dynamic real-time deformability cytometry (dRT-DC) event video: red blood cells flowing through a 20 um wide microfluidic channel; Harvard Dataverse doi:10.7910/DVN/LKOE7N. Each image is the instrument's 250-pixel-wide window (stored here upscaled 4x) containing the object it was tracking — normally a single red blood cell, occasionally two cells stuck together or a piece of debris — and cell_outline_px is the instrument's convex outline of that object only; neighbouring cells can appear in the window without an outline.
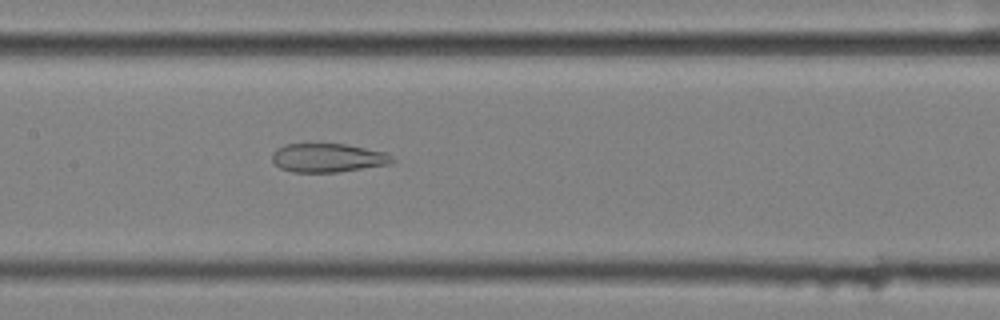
{"species": "common noctule bat (a hibernating species)", "species_latin": "Nyctalus noctula", "temperature_condition": "cold", "stored_images_in_passage": 48, "camera_frame_rate_fps": 3000, "um_per_image_px": 0.085, "animal": {"sex": "female", "body_mass_g": 25.1}, "frame": {"image": 1, "passage_image": 19, "time_ms": 6.0, "image_size_px": [1000, 320], "cell_outline_px": [[396, 160], [392, 164], [336, 172], [292, 172], [280, 168], [272, 160], [272, 152], [276, 148], [284, 144], [344, 144], [384, 152], [392, 156]], "centroid_in_image_um": [27.86, 13.42], "position_along_channel_um": 179.5, "area_um2": 20.11}}
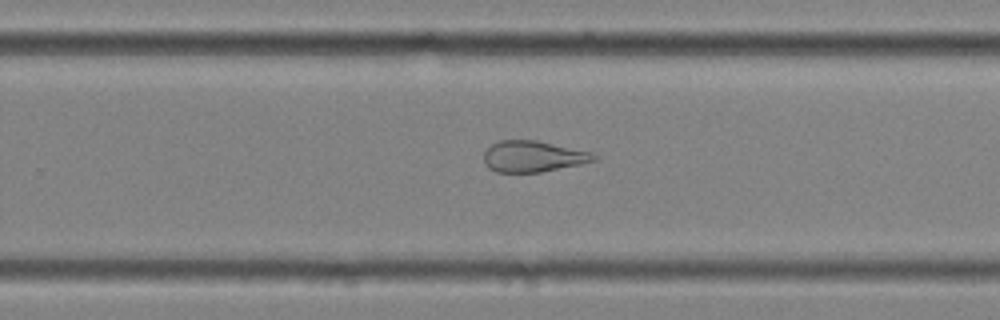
{"frame": {"image": 2, "passage_image": 28, "time_ms": 9.0, "image_size_px": [1000, 320], "cell_outline_px": [[596, 160], [580, 164], [540, 172], [496, 172], [488, 168], [484, 160], [484, 152], [492, 144], [500, 140], [536, 140], [592, 152], [596, 156]], "centroid_in_image_um": [45.29, 13.29], "position_along_channel_um": 284.5, "area_um2": 19.83}}
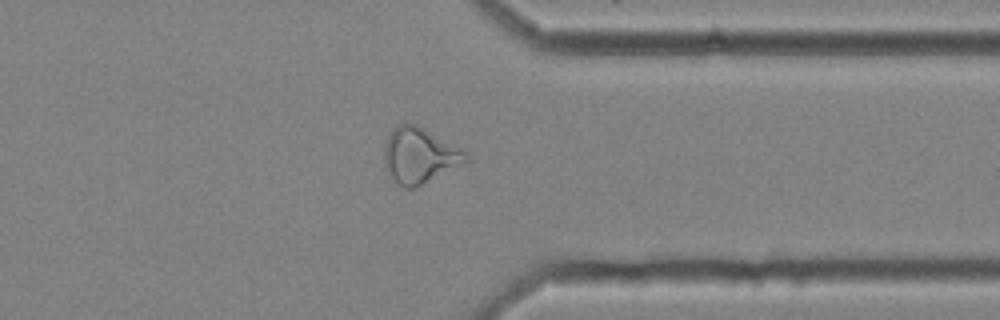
{"frame": {"image": 3, "passage_image": 36, "time_ms": 11.667, "image_size_px": [1000, 320], "cell_outline_px": [[468, 160], [416, 188], [404, 188], [384, 168], [384, 148], [388, 136], [392, 128], [404, 120], [416, 124], [424, 128], [468, 152]], "centroid_in_image_um": [35.63, 13.18], "position_along_channel_um": 375.8, "area_um2": 26.36}, "authors_computed_cell_mechanics": {"area_um2": 26.4724, "velocity_mm_per_s": 3.501, "shape_relaxation_time_tau1_ms": null, "shape_relaxation_time_tau2_ms": 2.9534, "deformation_change_tau1": null, "deformation_change_tau2": 0.1279}}